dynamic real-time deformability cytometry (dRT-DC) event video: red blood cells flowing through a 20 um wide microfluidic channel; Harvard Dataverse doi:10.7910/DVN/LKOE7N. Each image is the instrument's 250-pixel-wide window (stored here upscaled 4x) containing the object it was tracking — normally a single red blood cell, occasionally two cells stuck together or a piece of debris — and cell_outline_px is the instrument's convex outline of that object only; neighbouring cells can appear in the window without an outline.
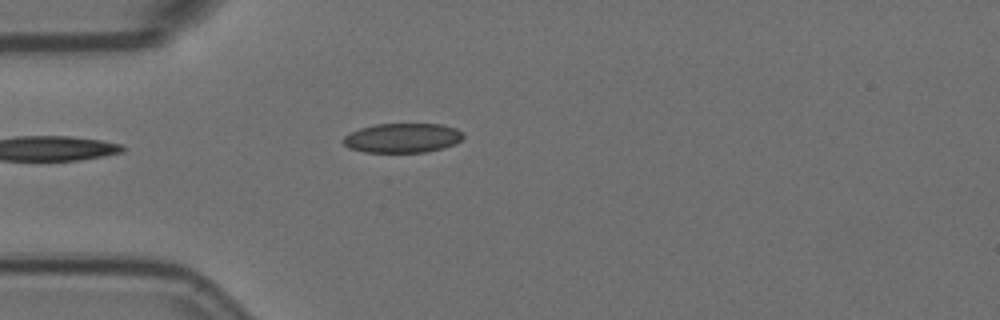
{"species": "Egyptian fruit bat (a non-hibernating species)", "species_latin": "Rousettus aegyptiacus", "temperature_condition": "room temperature", "stored_images_in_passage": 3, "camera_frame_rate_fps": 3000, "um_per_image_px": 0.085, "animal": {"sex": "female"}, "frame": {"image": 1, "passage_image": 1, "time_ms": 0.0, "image_size_px": [1000, 320], "cell_outline_px": [[464, 136], [456, 144], [424, 152], [364, 152], [348, 148], [340, 140], [344, 136], [360, 128], [376, 124], [440, 124], [456, 128], [464, 132]], "centroid_in_image_um": [34.2, 11.72], "position_along_channel_um": 50.8, "area_um2": 20.63}}
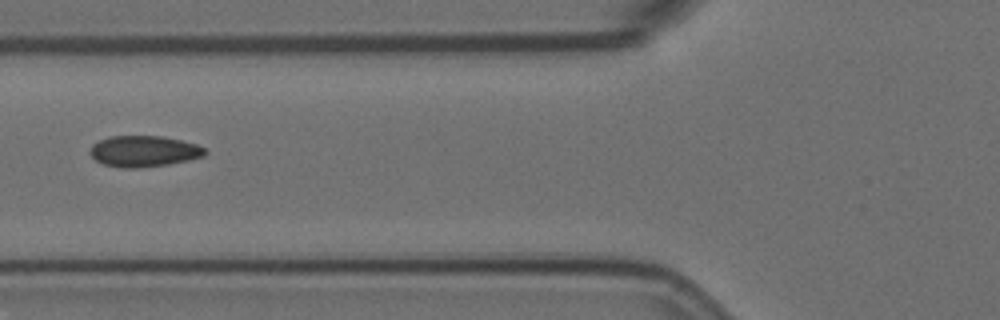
{"frame": {"image": 2, "passage_image": 3, "time_ms": 0.667, "image_size_px": [1000, 320], "cell_outline_px": [[208, 152], [204, 156], [188, 160], [168, 164], [136, 168], [124, 168], [104, 164], [96, 160], [88, 152], [92, 144], [108, 136], [160, 136], [180, 140], [196, 144], [204, 148]], "centroid_in_image_um": [12.21, 12.85], "position_along_channel_um": 113.6, "area_um2": 20.75}}